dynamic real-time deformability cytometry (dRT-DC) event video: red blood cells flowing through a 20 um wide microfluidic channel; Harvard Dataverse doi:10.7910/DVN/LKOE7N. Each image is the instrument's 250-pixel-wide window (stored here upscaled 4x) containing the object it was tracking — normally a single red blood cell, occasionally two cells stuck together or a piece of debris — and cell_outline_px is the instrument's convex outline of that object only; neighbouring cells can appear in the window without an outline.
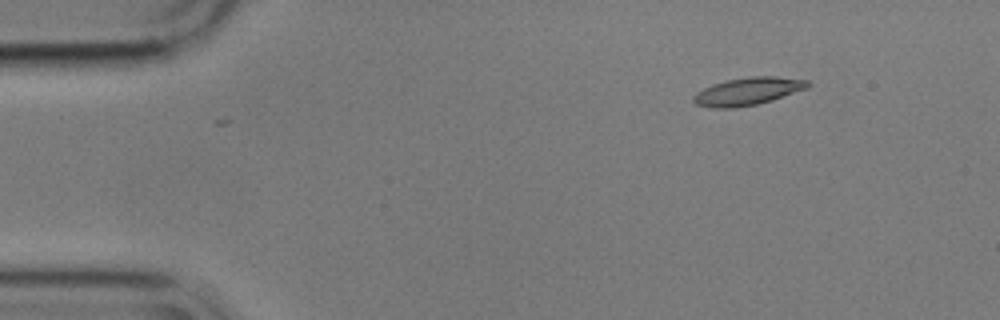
{"species": "common noctule bat (a hibernating species)", "species_latin": "Nyctalus noctula", "temperature_condition": "cold", "stored_images_in_passage": 50, "camera_frame_rate_fps": 3000, "um_per_image_px": 0.085, "animal": {"sex": "male", "body_mass_g": 17.9}, "frame": {"image": 1, "passage_image": 1, "time_ms": 0.0, "image_size_px": [1000, 320], "cell_outline_px": [[812, 84], [808, 88], [772, 100], [756, 104], [732, 108], [712, 108], [696, 104], [692, 100], [692, 96], [696, 92], [704, 88], [728, 80], [752, 76], [776, 76], [808, 80]], "centroid_in_image_um": [63.59, 7.76], "position_along_channel_um": 21.4, "area_um2": 18.32}}
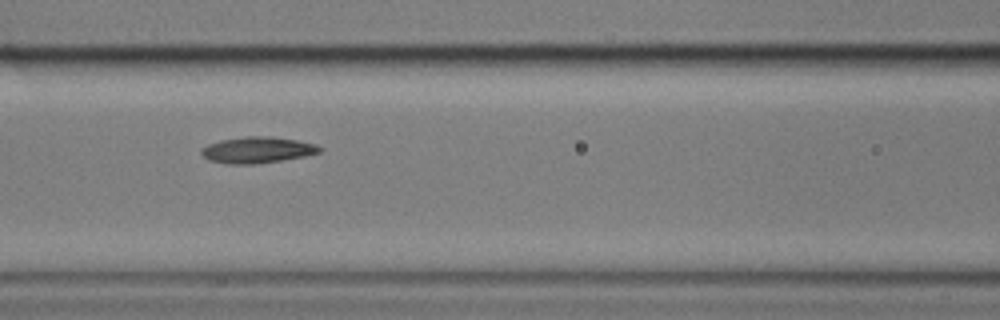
{"frame": {"image": 2, "passage_image": 18, "time_ms": 5.667, "image_size_px": [1000, 320], "cell_outline_px": [[324, 148], [320, 152], [304, 156], [256, 164], [228, 164], [208, 160], [200, 152], [200, 148], [208, 144], [220, 140], [244, 136], [272, 136], [296, 140], [316, 144]], "centroid_in_image_um": [21.85, 12.74], "position_along_channel_um": 144.7, "area_um2": 18.15}}
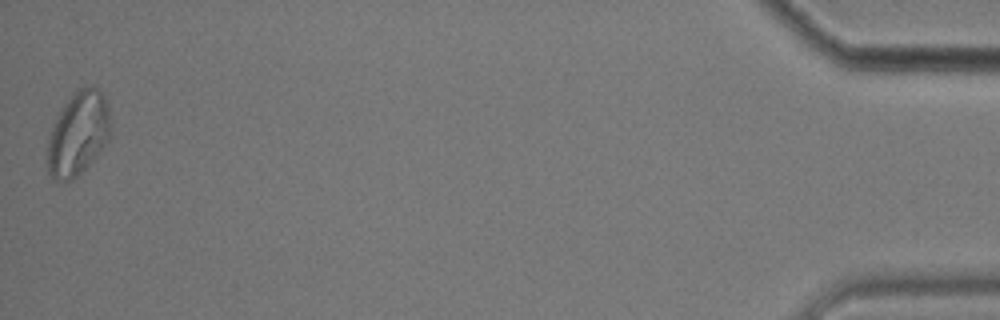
{"frame": {"image": 3, "passage_image": 50, "time_ms": 16.333, "image_size_px": [1000, 320], "cell_outline_px": [[112, 132], [108, 140], [96, 156], [72, 180], [56, 180], [48, 172], [48, 140], [52, 128], [64, 104], [76, 88], [92, 84], [104, 96], [108, 108]], "centroid_in_image_um": [6.67, 11.31], "position_along_channel_um": 428.5, "area_um2": 30.46}, "authors_computed_cell_mechanics": {"area_um2": 18.1492, "velocity_mm_per_s": 3.5287, "shape_relaxation_time_tau1_ms": null, "shape_relaxation_time_tau2_ms": 4.6939, "deformation_change_tau1": null, "deformation_change_tau2": 0.1068}}